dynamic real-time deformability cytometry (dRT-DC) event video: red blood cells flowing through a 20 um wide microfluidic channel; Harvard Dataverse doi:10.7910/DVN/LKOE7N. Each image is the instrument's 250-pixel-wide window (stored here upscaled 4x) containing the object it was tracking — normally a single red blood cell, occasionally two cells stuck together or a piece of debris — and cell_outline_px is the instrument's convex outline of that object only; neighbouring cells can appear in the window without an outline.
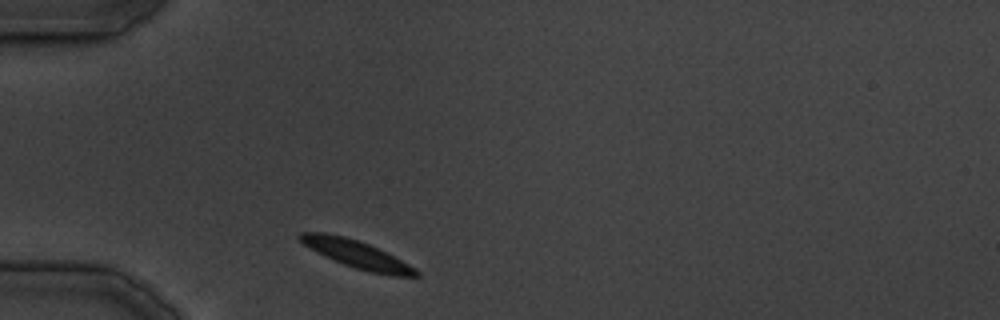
{"species": "common noctule bat (a hibernating species)", "species_latin": "Nyctalus noctula", "temperature_condition": "cold", "stored_images_in_passage": 26, "camera_frame_rate_fps": 3000, "um_per_image_px": 0.085, "animal": {"sex": "male", "body_mass_g": 19.5, "forearm_length_mm": 54.6}, "frame": {"image": 1, "passage_image": 1, "time_ms": 0.0, "image_size_px": [1000, 320], "cell_outline_px": [[420, 276], [392, 276], [372, 272], [356, 268], [344, 264], [304, 244], [296, 236], [300, 232], [324, 232], [344, 236], [368, 244], [416, 268], [420, 272]], "centroid_in_image_um": [30.34, 21.6], "position_along_channel_um": 54.7, "area_um2": 17.98}}
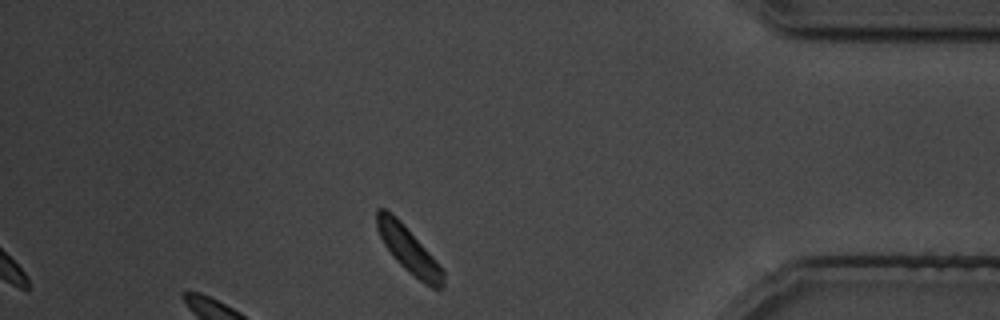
{"frame": {"image": 2, "passage_image": 26, "time_ms": 28.333, "image_size_px": [1000, 320], "cell_outline_px": [[444, 288], [432, 288], [424, 284], [404, 268], [392, 256], [384, 244], [376, 228], [376, 208], [384, 208], [392, 212], [404, 224], [432, 256], [444, 272]], "centroid_in_image_um": [34.71, 21.22], "position_along_channel_um": 400.5, "area_um2": 17.69}}